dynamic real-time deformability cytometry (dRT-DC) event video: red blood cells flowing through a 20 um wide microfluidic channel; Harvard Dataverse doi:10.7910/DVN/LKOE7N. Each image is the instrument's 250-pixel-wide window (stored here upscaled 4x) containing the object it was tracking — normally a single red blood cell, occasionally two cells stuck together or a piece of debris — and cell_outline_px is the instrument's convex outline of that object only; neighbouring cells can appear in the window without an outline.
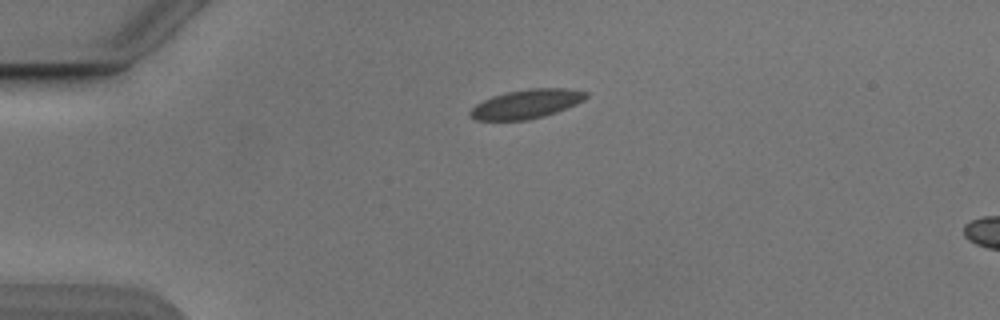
{"species": "Egyptian fruit bat (a non-hibernating species)", "species_latin": "Rousettus aegyptiacus", "temperature_condition": "cold", "stored_images_in_passage": 5, "camera_frame_rate_fps": 3000, "um_per_image_px": 0.085, "animal": {"sex": "male"}, "frame": {"image": 1, "passage_image": 1, "time_ms": 0.0, "image_size_px": [1000, 320], "cell_outline_px": [[588, 96], [584, 100], [576, 104], [556, 112], [544, 116], [528, 120], [476, 120], [468, 116], [468, 112], [476, 104], [492, 96], [508, 92], [528, 88], [568, 88], [588, 92]], "centroid_in_image_um": [44.75, 8.83], "position_along_channel_um": 40.3, "area_um2": 19.65}}